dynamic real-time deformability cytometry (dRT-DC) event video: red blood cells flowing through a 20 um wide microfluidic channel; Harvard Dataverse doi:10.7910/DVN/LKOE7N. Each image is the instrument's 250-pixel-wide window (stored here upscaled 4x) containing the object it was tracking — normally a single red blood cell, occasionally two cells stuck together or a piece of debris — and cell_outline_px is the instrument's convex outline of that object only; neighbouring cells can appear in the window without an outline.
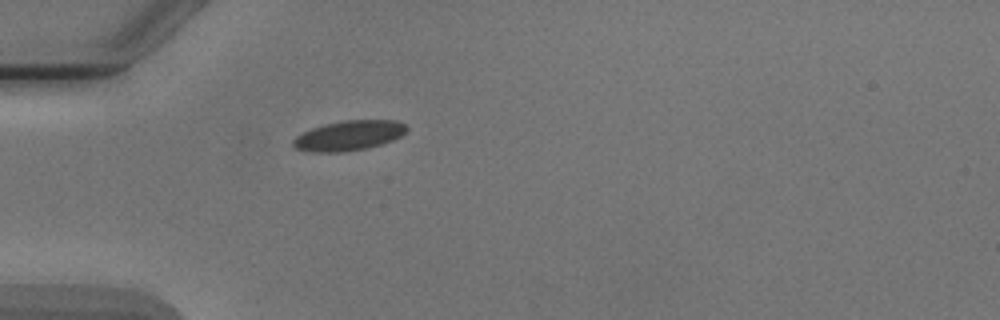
{"species": "Egyptian fruit bat (a non-hibernating species)", "species_latin": "Rousettus aegyptiacus", "temperature_condition": "cold", "stored_images_in_passage": 1, "camera_frame_rate_fps": 3000, "um_per_image_px": 0.085, "animal": {"sex": "male"}, "frame": {"image": 1, "passage_image": 1, "time_ms": 0.0, "image_size_px": [1000, 320], "cell_outline_px": [[408, 128], [400, 136], [392, 140], [380, 144], [364, 148], [340, 152], [312, 152], [296, 148], [292, 144], [292, 140], [296, 136], [312, 128], [324, 124], [344, 120], [396, 120], [404, 124]], "centroid_in_image_um": [29.63, 11.51], "position_along_channel_um": 55.4, "area_um2": 19.54}}